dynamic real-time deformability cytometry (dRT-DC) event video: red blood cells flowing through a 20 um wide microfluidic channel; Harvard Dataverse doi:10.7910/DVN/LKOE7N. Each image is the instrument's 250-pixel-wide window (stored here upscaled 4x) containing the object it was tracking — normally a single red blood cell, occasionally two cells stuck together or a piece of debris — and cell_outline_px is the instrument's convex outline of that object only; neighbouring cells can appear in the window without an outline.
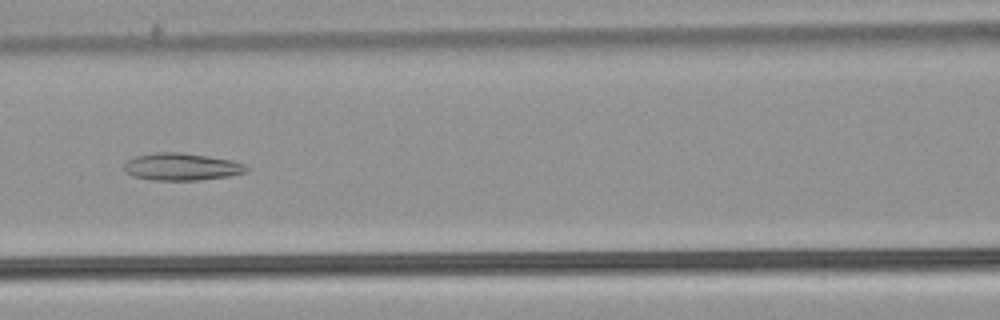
{"species": "common noctule bat (a hibernating species)", "species_latin": "Nyctalus noctula", "temperature_condition": "warm", "stored_images_in_passage": 37, "camera_frame_rate_fps": 3000, "um_per_image_px": 0.085, "animal": {"sex": "male", "body_mass_g": 21.5, "forearm_length_mm": 52.0}, "frame": {"image": 1, "passage_image": 8, "time_ms": 2.333, "image_size_px": [1000, 320], "cell_outline_px": [[248, 172], [228, 176], [200, 180], [152, 180], [132, 176], [124, 168], [124, 164], [128, 160], [136, 156], [156, 152], [180, 152], [208, 156], [232, 160], [244, 164], [248, 168]], "centroid_in_image_um": [15.45, 14.17], "position_along_channel_um": 151.1, "area_um2": 19.42}}
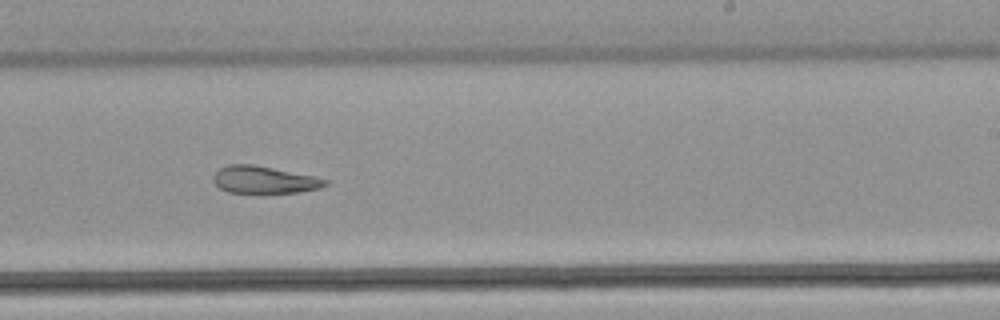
{"frame": {"image": 2, "passage_image": 17, "time_ms": 5.333, "image_size_px": [1000, 320], "cell_outline_px": [[328, 184], [320, 188], [296, 192], [260, 196], [228, 192], [220, 188], [212, 180], [212, 176], [220, 168], [228, 164], [252, 164], [312, 176], [328, 180]], "centroid_in_image_um": [22.4, 15.33], "position_along_channel_um": 266.6, "area_um2": 18.38}}
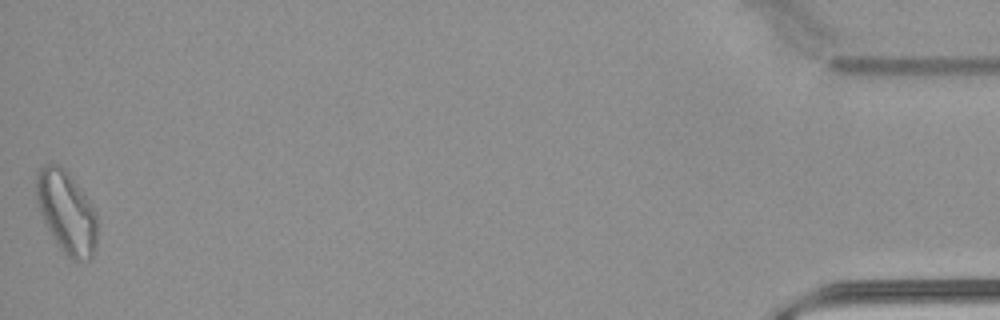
{"frame": {"image": 3, "passage_image": 37, "time_ms": 12.0, "image_size_px": [1000, 320], "cell_outline_px": [[96, 244], [92, 256], [88, 260], [72, 260], [60, 248], [52, 236], [40, 212], [36, 200], [36, 172], [44, 164], [60, 164], [68, 172], [88, 200], [96, 212]], "centroid_in_image_um": [5.64, 18.01], "position_along_channel_um": 429.6, "area_um2": 28.96}, "authors_computed_cell_mechanics": {"area_um2": 19.5942, "velocity_mm_per_s": 3.8633, "shape_relaxation_time_tau1_ms": null, "shape_relaxation_time_tau2_ms": 6.6616, "deformation_change_tau1": null, "deformation_change_tau2": 0.1646}}